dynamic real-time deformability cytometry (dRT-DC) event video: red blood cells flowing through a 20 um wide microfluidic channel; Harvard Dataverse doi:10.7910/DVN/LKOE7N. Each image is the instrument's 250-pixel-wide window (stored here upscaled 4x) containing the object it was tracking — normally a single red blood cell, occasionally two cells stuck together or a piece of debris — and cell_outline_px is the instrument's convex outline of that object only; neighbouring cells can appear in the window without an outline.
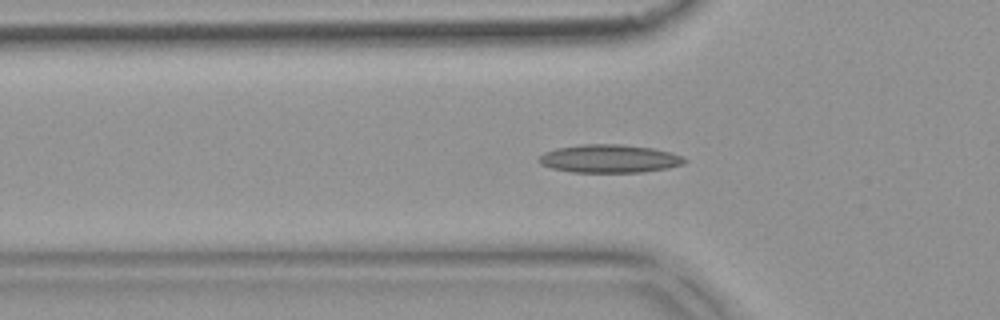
{"species": "common noctule bat (a hibernating species)", "species_latin": "Nyctalus noctula", "temperature_condition": "warm", "stored_images_in_passage": 54, "camera_frame_rate_fps": 3000, "um_per_image_px": 0.085, "animal": {"sex": "female", "body_mass_g": 18.4}, "frame": {"image": 1, "passage_image": 17, "time_ms": 5.333, "image_size_px": [1000, 320], "cell_outline_px": [[688, 160], [684, 164], [668, 168], [644, 172], [572, 172], [552, 168], [540, 164], [536, 160], [544, 152], [556, 148], [580, 144], [620, 144], [652, 148], [672, 152]], "centroid_in_image_um": [51.79, 13.48], "position_along_channel_um": 74.0, "area_um2": 24.04}}
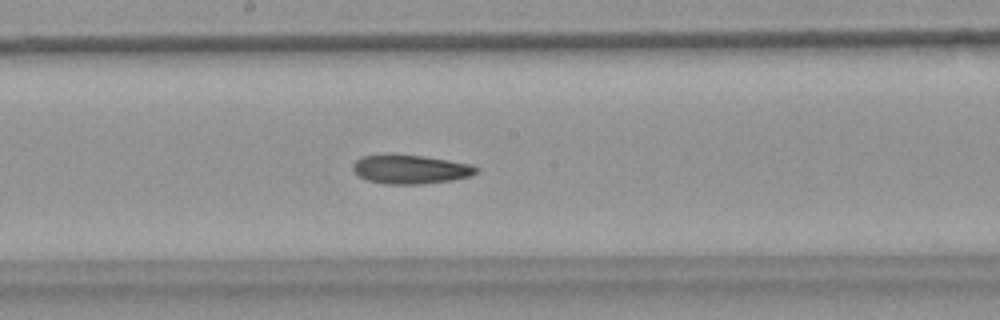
{"frame": {"image": 2, "passage_image": 28, "time_ms": 9.0, "image_size_px": [1000, 320], "cell_outline_px": [[480, 168], [472, 176], [452, 180], [420, 184], [388, 184], [368, 180], [360, 176], [352, 168], [352, 164], [360, 156], [388, 152], [424, 156], [472, 164]], "centroid_in_image_um": [34.87, 14.35], "position_along_channel_um": 213.3, "area_um2": 21.27}}
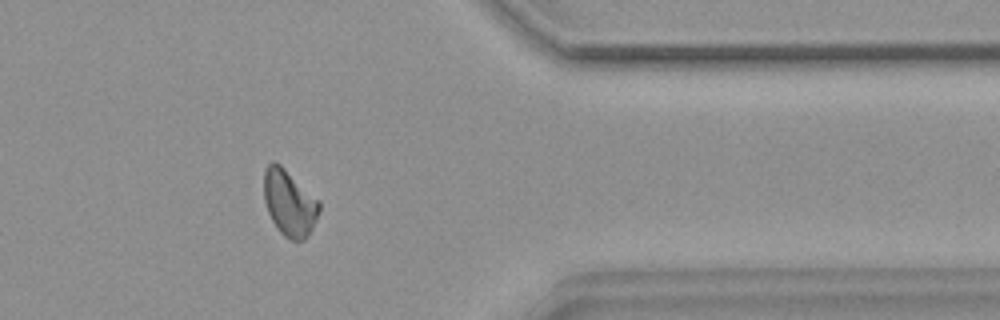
{"frame": {"image": 3, "passage_image": 43, "time_ms": 14.0, "image_size_px": [1000, 320], "cell_outline_px": [[320, 212], [308, 236], [304, 240], [292, 240], [284, 236], [276, 228], [268, 212], [264, 200], [264, 172], [268, 164], [272, 160], [280, 164], [320, 200]], "centroid_in_image_um": [24.61, 17.24], "position_along_channel_um": 386.8, "area_um2": 21.44}, "authors_computed_cell_mechanics": {"area_um2": 21.0392, "velocity_mm_per_s": 3.8016, "shape_relaxation_time_tau1_ms": null, "shape_relaxation_time_tau2_ms": 7.0933, "deformation_change_tau1": null, "deformation_change_tau2": 0.1529}}